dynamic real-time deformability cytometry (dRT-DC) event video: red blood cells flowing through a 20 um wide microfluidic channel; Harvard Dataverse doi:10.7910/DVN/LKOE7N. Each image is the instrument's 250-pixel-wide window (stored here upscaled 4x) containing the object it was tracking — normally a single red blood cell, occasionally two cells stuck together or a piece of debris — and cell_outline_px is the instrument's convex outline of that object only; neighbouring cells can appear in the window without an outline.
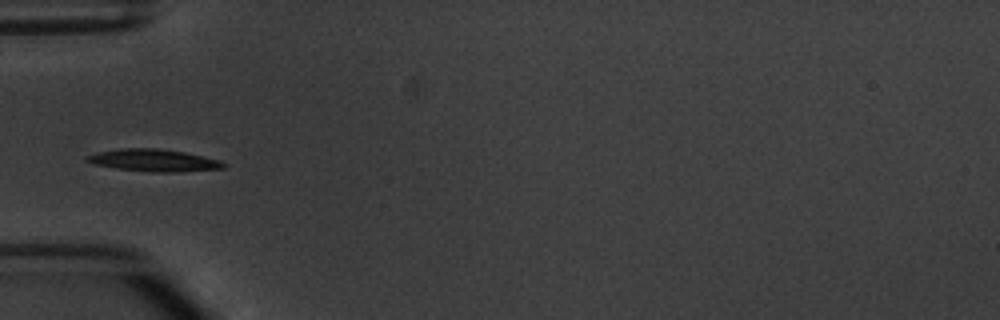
{"species": "common noctule bat (a hibernating species)", "species_latin": "Nyctalus noctula", "temperature_condition": "warm", "stored_images_in_passage": 5, "camera_frame_rate_fps": 3000, "um_per_image_px": 0.085, "animal": {"sex": "male", "body_mass_g": 20.1, "forearm_length_mm": 53.5}, "frame": {"image": 1, "passage_image": 4, "time_ms": 4.667, "image_size_px": [1000, 320], "cell_outline_px": [[228, 164], [224, 168], [172, 172], [152, 172], [116, 168], [96, 164], [84, 160], [84, 156], [100, 152], [120, 148], [156, 148], [184, 152], [220, 160]], "centroid_in_image_um": [13.07, 13.62], "position_along_channel_um": 71.9, "area_um2": 17.51}}